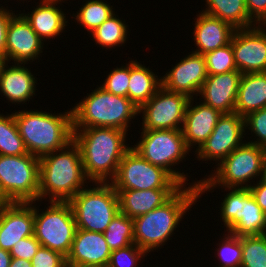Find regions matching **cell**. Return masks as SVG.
I'll use <instances>...</instances> for the list:
<instances>
[{
  "label": "cell",
  "mask_w": 266,
  "mask_h": 267,
  "mask_svg": "<svg viewBox=\"0 0 266 267\" xmlns=\"http://www.w3.org/2000/svg\"><path fill=\"white\" fill-rule=\"evenodd\" d=\"M0 188L10 202L39 201V157L0 155Z\"/></svg>",
  "instance_id": "obj_11"
},
{
  "label": "cell",
  "mask_w": 266,
  "mask_h": 267,
  "mask_svg": "<svg viewBox=\"0 0 266 267\" xmlns=\"http://www.w3.org/2000/svg\"><path fill=\"white\" fill-rule=\"evenodd\" d=\"M7 62L0 77V95L12 104L26 105L37 95L38 80L28 64ZM28 67V68H27ZM33 98V99H32Z\"/></svg>",
  "instance_id": "obj_23"
},
{
  "label": "cell",
  "mask_w": 266,
  "mask_h": 267,
  "mask_svg": "<svg viewBox=\"0 0 266 267\" xmlns=\"http://www.w3.org/2000/svg\"><path fill=\"white\" fill-rule=\"evenodd\" d=\"M34 235V202H11L0 210V248L6 251Z\"/></svg>",
  "instance_id": "obj_19"
},
{
  "label": "cell",
  "mask_w": 266,
  "mask_h": 267,
  "mask_svg": "<svg viewBox=\"0 0 266 267\" xmlns=\"http://www.w3.org/2000/svg\"><path fill=\"white\" fill-rule=\"evenodd\" d=\"M32 267H67L66 257L59 252L40 246L31 260Z\"/></svg>",
  "instance_id": "obj_39"
},
{
  "label": "cell",
  "mask_w": 266,
  "mask_h": 267,
  "mask_svg": "<svg viewBox=\"0 0 266 267\" xmlns=\"http://www.w3.org/2000/svg\"><path fill=\"white\" fill-rule=\"evenodd\" d=\"M128 23L125 19L121 18L117 14H112L106 21H104L98 28L89 34L94 44L101 47L102 50H113L114 48L121 47L130 38V33ZM129 33V34H128Z\"/></svg>",
  "instance_id": "obj_29"
},
{
  "label": "cell",
  "mask_w": 266,
  "mask_h": 267,
  "mask_svg": "<svg viewBox=\"0 0 266 267\" xmlns=\"http://www.w3.org/2000/svg\"><path fill=\"white\" fill-rule=\"evenodd\" d=\"M40 246L41 243L35 238L34 235H32L20 239L16 244H14L9 252L12 258H21L31 261Z\"/></svg>",
  "instance_id": "obj_40"
},
{
  "label": "cell",
  "mask_w": 266,
  "mask_h": 267,
  "mask_svg": "<svg viewBox=\"0 0 266 267\" xmlns=\"http://www.w3.org/2000/svg\"><path fill=\"white\" fill-rule=\"evenodd\" d=\"M73 128L106 127L130 132L139 108L128 98L111 94L101 86L71 108Z\"/></svg>",
  "instance_id": "obj_5"
},
{
  "label": "cell",
  "mask_w": 266,
  "mask_h": 267,
  "mask_svg": "<svg viewBox=\"0 0 266 267\" xmlns=\"http://www.w3.org/2000/svg\"><path fill=\"white\" fill-rule=\"evenodd\" d=\"M28 154L21 138L14 114L0 113V155L17 156Z\"/></svg>",
  "instance_id": "obj_31"
},
{
  "label": "cell",
  "mask_w": 266,
  "mask_h": 267,
  "mask_svg": "<svg viewBox=\"0 0 266 267\" xmlns=\"http://www.w3.org/2000/svg\"><path fill=\"white\" fill-rule=\"evenodd\" d=\"M264 153V147L245 141L217 166H213L214 170L200 180L199 198L207 192H214L217 187L220 191V186L221 188L252 186V183L254 184L255 180L258 181L261 177Z\"/></svg>",
  "instance_id": "obj_6"
},
{
  "label": "cell",
  "mask_w": 266,
  "mask_h": 267,
  "mask_svg": "<svg viewBox=\"0 0 266 267\" xmlns=\"http://www.w3.org/2000/svg\"><path fill=\"white\" fill-rule=\"evenodd\" d=\"M224 198L218 211L224 232L235 236L266 234V215L258 206L249 188H221ZM226 194V195H225ZM226 227V229H225Z\"/></svg>",
  "instance_id": "obj_10"
},
{
  "label": "cell",
  "mask_w": 266,
  "mask_h": 267,
  "mask_svg": "<svg viewBox=\"0 0 266 267\" xmlns=\"http://www.w3.org/2000/svg\"><path fill=\"white\" fill-rule=\"evenodd\" d=\"M11 259L10 252L0 248V267H9Z\"/></svg>",
  "instance_id": "obj_44"
},
{
  "label": "cell",
  "mask_w": 266,
  "mask_h": 267,
  "mask_svg": "<svg viewBox=\"0 0 266 267\" xmlns=\"http://www.w3.org/2000/svg\"><path fill=\"white\" fill-rule=\"evenodd\" d=\"M100 86L106 91L114 95L128 97V85H129V61L128 64L113 68L108 72Z\"/></svg>",
  "instance_id": "obj_38"
},
{
  "label": "cell",
  "mask_w": 266,
  "mask_h": 267,
  "mask_svg": "<svg viewBox=\"0 0 266 267\" xmlns=\"http://www.w3.org/2000/svg\"><path fill=\"white\" fill-rule=\"evenodd\" d=\"M189 100L187 95L171 92L161 87L146 103L139 107L138 116L142 117L140 123L142 128L139 129H182Z\"/></svg>",
  "instance_id": "obj_13"
},
{
  "label": "cell",
  "mask_w": 266,
  "mask_h": 267,
  "mask_svg": "<svg viewBox=\"0 0 266 267\" xmlns=\"http://www.w3.org/2000/svg\"><path fill=\"white\" fill-rule=\"evenodd\" d=\"M202 13L219 18L235 29L250 28L256 24L250 19L245 0H205Z\"/></svg>",
  "instance_id": "obj_28"
},
{
  "label": "cell",
  "mask_w": 266,
  "mask_h": 267,
  "mask_svg": "<svg viewBox=\"0 0 266 267\" xmlns=\"http://www.w3.org/2000/svg\"><path fill=\"white\" fill-rule=\"evenodd\" d=\"M242 73L230 71L217 75H208L204 81L198 99L222 114L233 113Z\"/></svg>",
  "instance_id": "obj_18"
},
{
  "label": "cell",
  "mask_w": 266,
  "mask_h": 267,
  "mask_svg": "<svg viewBox=\"0 0 266 267\" xmlns=\"http://www.w3.org/2000/svg\"><path fill=\"white\" fill-rule=\"evenodd\" d=\"M141 138L132 148L152 165L159 166L167 171L181 186H198L200 180L190 183V176L186 171L175 166L189 160L192 153L183 137L182 129L171 130H141ZM187 157V158H186ZM185 159V160H183ZM174 166V167H173ZM182 172V173H181ZM189 178V179H188ZM197 180V181H196ZM189 181V183H187Z\"/></svg>",
  "instance_id": "obj_7"
},
{
  "label": "cell",
  "mask_w": 266,
  "mask_h": 267,
  "mask_svg": "<svg viewBox=\"0 0 266 267\" xmlns=\"http://www.w3.org/2000/svg\"><path fill=\"white\" fill-rule=\"evenodd\" d=\"M195 16L192 41L196 49L192 52L204 55L231 42L236 29L230 24L201 11Z\"/></svg>",
  "instance_id": "obj_24"
},
{
  "label": "cell",
  "mask_w": 266,
  "mask_h": 267,
  "mask_svg": "<svg viewBox=\"0 0 266 267\" xmlns=\"http://www.w3.org/2000/svg\"><path fill=\"white\" fill-rule=\"evenodd\" d=\"M179 61L175 66L172 64L171 69L161 76L162 87L171 92L187 95L189 98H198L199 91L208 76L204 55L191 51Z\"/></svg>",
  "instance_id": "obj_16"
},
{
  "label": "cell",
  "mask_w": 266,
  "mask_h": 267,
  "mask_svg": "<svg viewBox=\"0 0 266 267\" xmlns=\"http://www.w3.org/2000/svg\"><path fill=\"white\" fill-rule=\"evenodd\" d=\"M111 250L103 233L76 229L67 267L107 266Z\"/></svg>",
  "instance_id": "obj_22"
},
{
  "label": "cell",
  "mask_w": 266,
  "mask_h": 267,
  "mask_svg": "<svg viewBox=\"0 0 266 267\" xmlns=\"http://www.w3.org/2000/svg\"><path fill=\"white\" fill-rule=\"evenodd\" d=\"M207 74L217 75L230 71H238L234 61L231 42L216 50L204 54Z\"/></svg>",
  "instance_id": "obj_35"
},
{
  "label": "cell",
  "mask_w": 266,
  "mask_h": 267,
  "mask_svg": "<svg viewBox=\"0 0 266 267\" xmlns=\"http://www.w3.org/2000/svg\"><path fill=\"white\" fill-rule=\"evenodd\" d=\"M14 1H15V0H14ZM17 1H18V2H19V1H21V2H22V0H17ZM24 1H26V2H27L28 0H23V4H24ZM33 1H34V0H33Z\"/></svg>",
  "instance_id": "obj_51"
},
{
  "label": "cell",
  "mask_w": 266,
  "mask_h": 267,
  "mask_svg": "<svg viewBox=\"0 0 266 267\" xmlns=\"http://www.w3.org/2000/svg\"><path fill=\"white\" fill-rule=\"evenodd\" d=\"M90 182L84 172L80 148L74 141L39 158L40 202H68Z\"/></svg>",
  "instance_id": "obj_3"
},
{
  "label": "cell",
  "mask_w": 266,
  "mask_h": 267,
  "mask_svg": "<svg viewBox=\"0 0 266 267\" xmlns=\"http://www.w3.org/2000/svg\"><path fill=\"white\" fill-rule=\"evenodd\" d=\"M9 267H32V265L31 261L21 258H12Z\"/></svg>",
  "instance_id": "obj_45"
},
{
  "label": "cell",
  "mask_w": 266,
  "mask_h": 267,
  "mask_svg": "<svg viewBox=\"0 0 266 267\" xmlns=\"http://www.w3.org/2000/svg\"><path fill=\"white\" fill-rule=\"evenodd\" d=\"M11 202L8 200V198L5 196V194L2 192L0 188V210L6 206H8Z\"/></svg>",
  "instance_id": "obj_46"
},
{
  "label": "cell",
  "mask_w": 266,
  "mask_h": 267,
  "mask_svg": "<svg viewBox=\"0 0 266 267\" xmlns=\"http://www.w3.org/2000/svg\"><path fill=\"white\" fill-rule=\"evenodd\" d=\"M245 136L246 130L251 132V139L246 142L266 148V107L253 111L244 117ZM254 136V138H252Z\"/></svg>",
  "instance_id": "obj_36"
},
{
  "label": "cell",
  "mask_w": 266,
  "mask_h": 267,
  "mask_svg": "<svg viewBox=\"0 0 266 267\" xmlns=\"http://www.w3.org/2000/svg\"><path fill=\"white\" fill-rule=\"evenodd\" d=\"M89 185L68 203L77 229L103 233L120 212L118 193L110 182H90Z\"/></svg>",
  "instance_id": "obj_8"
},
{
  "label": "cell",
  "mask_w": 266,
  "mask_h": 267,
  "mask_svg": "<svg viewBox=\"0 0 266 267\" xmlns=\"http://www.w3.org/2000/svg\"><path fill=\"white\" fill-rule=\"evenodd\" d=\"M250 19L259 25L266 18V0H245Z\"/></svg>",
  "instance_id": "obj_42"
},
{
  "label": "cell",
  "mask_w": 266,
  "mask_h": 267,
  "mask_svg": "<svg viewBox=\"0 0 266 267\" xmlns=\"http://www.w3.org/2000/svg\"><path fill=\"white\" fill-rule=\"evenodd\" d=\"M127 136L128 132L115 128H73V141L80 148L84 172L91 182H110L115 177L120 161L132 147Z\"/></svg>",
  "instance_id": "obj_2"
},
{
  "label": "cell",
  "mask_w": 266,
  "mask_h": 267,
  "mask_svg": "<svg viewBox=\"0 0 266 267\" xmlns=\"http://www.w3.org/2000/svg\"><path fill=\"white\" fill-rule=\"evenodd\" d=\"M6 63H7V59L0 57V77H1L2 69L4 68Z\"/></svg>",
  "instance_id": "obj_48"
},
{
  "label": "cell",
  "mask_w": 266,
  "mask_h": 267,
  "mask_svg": "<svg viewBox=\"0 0 266 267\" xmlns=\"http://www.w3.org/2000/svg\"><path fill=\"white\" fill-rule=\"evenodd\" d=\"M220 235V242L216 246V254L218 266L216 267H240L242 260V236H235L229 232ZM219 247V248H218ZM217 255V256H216Z\"/></svg>",
  "instance_id": "obj_33"
},
{
  "label": "cell",
  "mask_w": 266,
  "mask_h": 267,
  "mask_svg": "<svg viewBox=\"0 0 266 267\" xmlns=\"http://www.w3.org/2000/svg\"><path fill=\"white\" fill-rule=\"evenodd\" d=\"M82 7L70 17L76 24L84 27L88 34L98 28L115 12V7L105 0H85Z\"/></svg>",
  "instance_id": "obj_30"
},
{
  "label": "cell",
  "mask_w": 266,
  "mask_h": 267,
  "mask_svg": "<svg viewBox=\"0 0 266 267\" xmlns=\"http://www.w3.org/2000/svg\"><path fill=\"white\" fill-rule=\"evenodd\" d=\"M44 46L47 47L26 19L20 13H16V15L11 19L7 29V62L9 64H32L35 60L36 63L37 60L40 62L39 59L45 49Z\"/></svg>",
  "instance_id": "obj_17"
},
{
  "label": "cell",
  "mask_w": 266,
  "mask_h": 267,
  "mask_svg": "<svg viewBox=\"0 0 266 267\" xmlns=\"http://www.w3.org/2000/svg\"><path fill=\"white\" fill-rule=\"evenodd\" d=\"M196 101L197 98H190L182 127L185 143L194 153L206 142L222 115L218 110Z\"/></svg>",
  "instance_id": "obj_21"
},
{
  "label": "cell",
  "mask_w": 266,
  "mask_h": 267,
  "mask_svg": "<svg viewBox=\"0 0 266 267\" xmlns=\"http://www.w3.org/2000/svg\"><path fill=\"white\" fill-rule=\"evenodd\" d=\"M240 267H266V234L242 236Z\"/></svg>",
  "instance_id": "obj_34"
},
{
  "label": "cell",
  "mask_w": 266,
  "mask_h": 267,
  "mask_svg": "<svg viewBox=\"0 0 266 267\" xmlns=\"http://www.w3.org/2000/svg\"><path fill=\"white\" fill-rule=\"evenodd\" d=\"M259 26L266 32V18L259 24Z\"/></svg>",
  "instance_id": "obj_49"
},
{
  "label": "cell",
  "mask_w": 266,
  "mask_h": 267,
  "mask_svg": "<svg viewBox=\"0 0 266 267\" xmlns=\"http://www.w3.org/2000/svg\"><path fill=\"white\" fill-rule=\"evenodd\" d=\"M178 189L115 190L120 212L131 219L149 213L165 203Z\"/></svg>",
  "instance_id": "obj_25"
},
{
  "label": "cell",
  "mask_w": 266,
  "mask_h": 267,
  "mask_svg": "<svg viewBox=\"0 0 266 267\" xmlns=\"http://www.w3.org/2000/svg\"><path fill=\"white\" fill-rule=\"evenodd\" d=\"M245 141L244 117L236 112L222 114L206 142L193 154H197L196 161H213L217 166Z\"/></svg>",
  "instance_id": "obj_14"
},
{
  "label": "cell",
  "mask_w": 266,
  "mask_h": 267,
  "mask_svg": "<svg viewBox=\"0 0 266 267\" xmlns=\"http://www.w3.org/2000/svg\"><path fill=\"white\" fill-rule=\"evenodd\" d=\"M260 180L266 182V148H265V153H264L263 162H262V174H261Z\"/></svg>",
  "instance_id": "obj_47"
},
{
  "label": "cell",
  "mask_w": 266,
  "mask_h": 267,
  "mask_svg": "<svg viewBox=\"0 0 266 267\" xmlns=\"http://www.w3.org/2000/svg\"><path fill=\"white\" fill-rule=\"evenodd\" d=\"M231 44L240 73L266 72V32L259 25L236 29Z\"/></svg>",
  "instance_id": "obj_15"
},
{
  "label": "cell",
  "mask_w": 266,
  "mask_h": 267,
  "mask_svg": "<svg viewBox=\"0 0 266 267\" xmlns=\"http://www.w3.org/2000/svg\"><path fill=\"white\" fill-rule=\"evenodd\" d=\"M79 267H107V266H79Z\"/></svg>",
  "instance_id": "obj_50"
},
{
  "label": "cell",
  "mask_w": 266,
  "mask_h": 267,
  "mask_svg": "<svg viewBox=\"0 0 266 267\" xmlns=\"http://www.w3.org/2000/svg\"><path fill=\"white\" fill-rule=\"evenodd\" d=\"M160 76V77H159ZM162 87L161 75L141 61H129L128 98L139 108Z\"/></svg>",
  "instance_id": "obj_26"
},
{
  "label": "cell",
  "mask_w": 266,
  "mask_h": 267,
  "mask_svg": "<svg viewBox=\"0 0 266 267\" xmlns=\"http://www.w3.org/2000/svg\"><path fill=\"white\" fill-rule=\"evenodd\" d=\"M50 112L25 108L13 112L28 153L39 158L63 149L73 141L71 108L60 113Z\"/></svg>",
  "instance_id": "obj_4"
},
{
  "label": "cell",
  "mask_w": 266,
  "mask_h": 267,
  "mask_svg": "<svg viewBox=\"0 0 266 267\" xmlns=\"http://www.w3.org/2000/svg\"><path fill=\"white\" fill-rule=\"evenodd\" d=\"M249 189L258 206L266 215V182L259 179Z\"/></svg>",
  "instance_id": "obj_43"
},
{
  "label": "cell",
  "mask_w": 266,
  "mask_h": 267,
  "mask_svg": "<svg viewBox=\"0 0 266 267\" xmlns=\"http://www.w3.org/2000/svg\"><path fill=\"white\" fill-rule=\"evenodd\" d=\"M266 107V72L242 74L234 112L245 117Z\"/></svg>",
  "instance_id": "obj_27"
},
{
  "label": "cell",
  "mask_w": 266,
  "mask_h": 267,
  "mask_svg": "<svg viewBox=\"0 0 266 267\" xmlns=\"http://www.w3.org/2000/svg\"><path fill=\"white\" fill-rule=\"evenodd\" d=\"M62 3H67V1L39 0V2H35L37 6H33L32 11L21 13L20 10L19 12L45 44L47 39L49 41V39L58 38L68 29L67 26L70 24L68 18L70 17H66L67 13L63 11L62 7L60 8Z\"/></svg>",
  "instance_id": "obj_20"
},
{
  "label": "cell",
  "mask_w": 266,
  "mask_h": 267,
  "mask_svg": "<svg viewBox=\"0 0 266 267\" xmlns=\"http://www.w3.org/2000/svg\"><path fill=\"white\" fill-rule=\"evenodd\" d=\"M115 190L179 189L181 185L163 168L152 165L132 147L124 154L115 177Z\"/></svg>",
  "instance_id": "obj_12"
},
{
  "label": "cell",
  "mask_w": 266,
  "mask_h": 267,
  "mask_svg": "<svg viewBox=\"0 0 266 267\" xmlns=\"http://www.w3.org/2000/svg\"><path fill=\"white\" fill-rule=\"evenodd\" d=\"M198 186H181L165 203L133 219L134 244L147 254L160 251L172 240L183 217L199 203ZM176 231V232H174Z\"/></svg>",
  "instance_id": "obj_1"
},
{
  "label": "cell",
  "mask_w": 266,
  "mask_h": 267,
  "mask_svg": "<svg viewBox=\"0 0 266 267\" xmlns=\"http://www.w3.org/2000/svg\"><path fill=\"white\" fill-rule=\"evenodd\" d=\"M38 203L41 205L44 202L34 201L35 238L41 243V246L67 257L77 229L70 204L50 201L48 202L50 205L47 204L44 209L40 210Z\"/></svg>",
  "instance_id": "obj_9"
},
{
  "label": "cell",
  "mask_w": 266,
  "mask_h": 267,
  "mask_svg": "<svg viewBox=\"0 0 266 267\" xmlns=\"http://www.w3.org/2000/svg\"><path fill=\"white\" fill-rule=\"evenodd\" d=\"M103 235L111 251L133 244V219L119 212L112 219Z\"/></svg>",
  "instance_id": "obj_32"
},
{
  "label": "cell",
  "mask_w": 266,
  "mask_h": 267,
  "mask_svg": "<svg viewBox=\"0 0 266 267\" xmlns=\"http://www.w3.org/2000/svg\"><path fill=\"white\" fill-rule=\"evenodd\" d=\"M0 3V57L6 58V36L11 19L16 15L15 10Z\"/></svg>",
  "instance_id": "obj_41"
},
{
  "label": "cell",
  "mask_w": 266,
  "mask_h": 267,
  "mask_svg": "<svg viewBox=\"0 0 266 267\" xmlns=\"http://www.w3.org/2000/svg\"><path fill=\"white\" fill-rule=\"evenodd\" d=\"M147 253L136 244L111 251L107 267H139L144 262Z\"/></svg>",
  "instance_id": "obj_37"
}]
</instances>
